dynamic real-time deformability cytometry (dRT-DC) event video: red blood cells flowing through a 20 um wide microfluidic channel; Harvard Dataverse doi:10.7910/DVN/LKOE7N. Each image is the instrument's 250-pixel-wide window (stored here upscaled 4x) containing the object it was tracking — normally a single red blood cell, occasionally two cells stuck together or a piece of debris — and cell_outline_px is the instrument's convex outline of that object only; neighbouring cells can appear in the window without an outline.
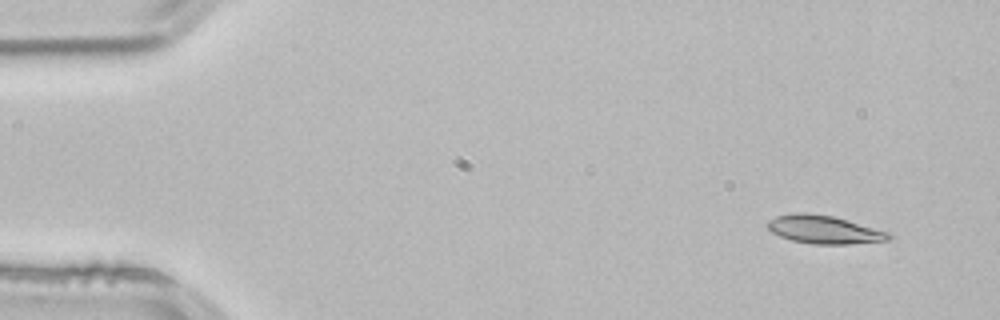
{"species": "common noctule bat (a hibernating species)", "species_latin": "Nyctalus noctula", "temperature_condition": "room temperature", "stored_images_in_passage": 3, "camera_frame_rate_fps": 3000, "um_per_image_px": 0.085, "animal": {"sex": "male", "body_mass_g": 21.5, "forearm_length_mm": 52.0}, "frame": {"image": 1, "passage_image": 1, "time_ms": 0.0, "image_size_px": [1000, 320], "cell_outline_px": [[892, 236], [888, 240], [848, 244], [816, 244], [792, 240], [780, 236], [772, 232], [764, 224], [768, 220], [776, 216], [792, 212], [808, 212], [832, 216], [888, 232]], "centroid_in_image_um": [69.97, 19.5], "position_along_channel_um": 15.0, "area_um2": 19.77}}
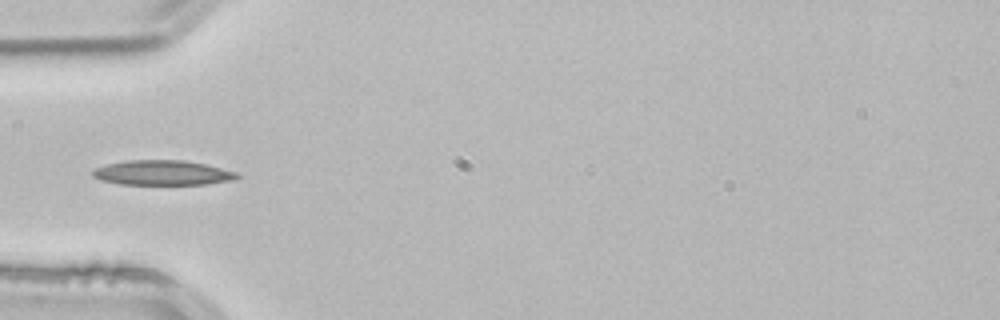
{"frame": {"image": 2, "passage_image": 3, "time_ms": 0.667, "image_size_px": [1000, 320], "cell_outline_px": [[240, 176], [236, 180], [204, 184], [120, 184], [100, 180], [92, 176], [92, 172], [96, 168], [108, 164], [128, 160], [184, 160], [204, 164], [236, 172]], "centroid_in_image_um": [13.81, 14.69], "position_along_channel_um": 71.2, "area_um2": 20.75}}